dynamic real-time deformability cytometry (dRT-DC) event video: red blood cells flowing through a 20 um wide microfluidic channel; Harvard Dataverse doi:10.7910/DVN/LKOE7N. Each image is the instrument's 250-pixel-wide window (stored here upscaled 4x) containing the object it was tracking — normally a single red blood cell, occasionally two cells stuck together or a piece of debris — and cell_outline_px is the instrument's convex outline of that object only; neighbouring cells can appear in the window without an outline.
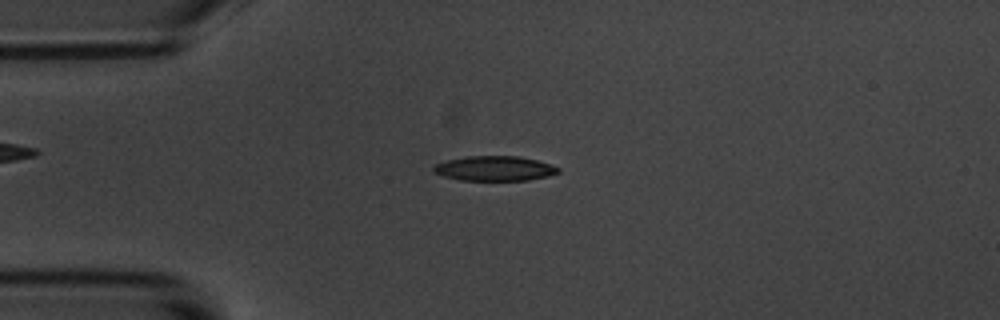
{"species": "common noctule bat (a hibernating species)", "species_latin": "Nyctalus noctula", "temperature_condition": "room temperature", "stored_images_in_passage": 6, "camera_frame_rate_fps": 3000, "um_per_image_px": 0.085, "animal": {"sex": "male", "body_mass_g": 20.1, "forearm_length_mm": 53.5}, "frame": {"image": 1, "passage_image": 3, "time_ms": 2.333, "image_size_px": [1000, 320], "cell_outline_px": [[560, 172], [548, 176], [528, 180], [460, 180], [444, 176], [432, 172], [432, 168], [436, 164], [444, 160], [464, 156], [520, 156], [552, 164], [560, 168]], "centroid_in_image_um": [42.03, 14.31], "position_along_channel_um": 43.0, "area_um2": 18.21}}
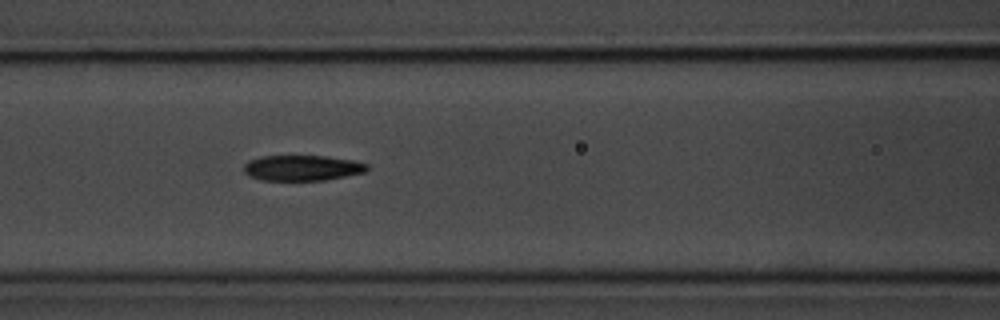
{"frame": {"image": 2, "passage_image": 6, "time_ms": 5.667, "image_size_px": [1000, 320], "cell_outline_px": [[368, 168], [364, 172], [324, 180], [260, 180], [248, 176], [244, 172], [244, 164], [248, 160], [264, 156], [328, 156], [352, 160], [368, 164]], "centroid_in_image_um": [25.65, 14.27], "position_along_channel_um": 141.0, "area_um2": 18.26}}